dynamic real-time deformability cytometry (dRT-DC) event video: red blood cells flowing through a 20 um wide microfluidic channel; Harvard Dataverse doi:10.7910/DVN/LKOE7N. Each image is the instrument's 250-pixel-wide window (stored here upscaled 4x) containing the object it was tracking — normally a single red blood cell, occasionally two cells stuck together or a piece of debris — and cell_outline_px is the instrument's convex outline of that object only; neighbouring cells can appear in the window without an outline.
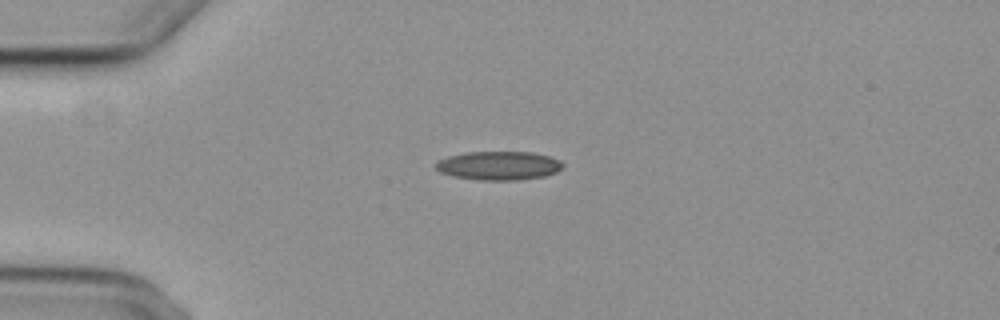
{"species": "common noctule bat (a hibernating species)", "species_latin": "Nyctalus noctula", "temperature_condition": "cold", "stored_images_in_passage": 4, "camera_frame_rate_fps": 3000, "um_per_image_px": 0.085, "animal": {"sex": "female", "body_mass_g": 29.2, "forearm_length_mm": 56.3}, "frame": {"image": 1, "passage_image": 3, "time_ms": 2.667, "image_size_px": [1000, 320], "cell_outline_px": [[564, 164], [556, 172], [544, 176], [516, 180], [476, 180], [452, 176], [440, 172], [436, 168], [436, 164], [440, 160], [448, 156], [468, 152], [532, 152], [552, 156], [560, 160]], "centroid_in_image_um": [42.41, 14.07], "position_along_channel_um": 42.6, "area_um2": 21.27}}